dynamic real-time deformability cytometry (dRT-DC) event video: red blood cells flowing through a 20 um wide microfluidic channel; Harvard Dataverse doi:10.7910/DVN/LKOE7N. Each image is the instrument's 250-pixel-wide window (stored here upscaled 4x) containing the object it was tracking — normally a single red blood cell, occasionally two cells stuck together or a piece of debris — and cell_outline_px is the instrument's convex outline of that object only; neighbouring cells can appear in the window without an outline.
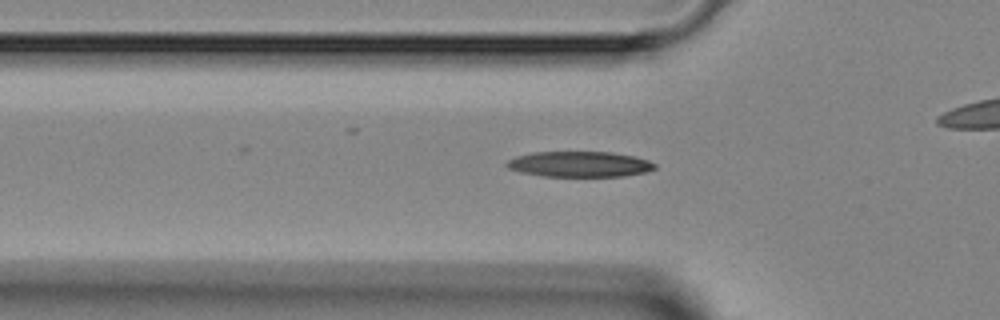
{"species": "Egyptian fruit bat (a non-hibernating species)", "species_latin": "Rousettus aegyptiacus", "temperature_condition": "room temperature", "stored_images_in_passage": 38, "camera_frame_rate_fps": 3000, "um_per_image_px": 0.085, "animal": {"sex": "female"}, "frame": {"image": 1, "passage_image": 14, "time_ms": 4.333, "image_size_px": [1000, 320], "cell_outline_px": [[656, 168], [648, 172], [624, 176], [544, 176], [520, 172], [508, 168], [504, 164], [508, 160], [516, 156], [532, 152], [612, 152], [636, 156], [648, 160], [656, 164]], "centroid_in_image_um": [49.28, 13.95], "position_along_channel_um": 76.5, "area_um2": 22.2}}
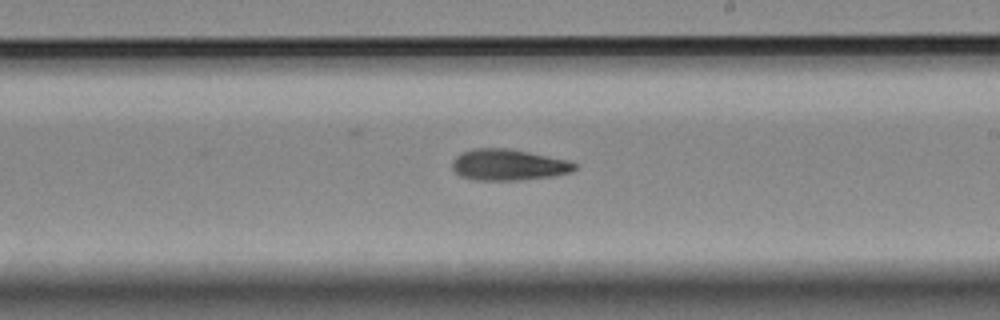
{"frame": {"image": 2, "passage_image": 26, "time_ms": 8.333, "image_size_px": [1000, 320], "cell_outline_px": [[576, 168], [572, 172], [552, 176], [516, 180], [472, 180], [460, 176], [452, 168], [452, 160], [460, 152], [472, 148], [508, 148], [568, 160], [576, 164]], "centroid_in_image_um": [43.17, 14.0], "position_along_channel_um": 245.8, "area_um2": 22.31}}
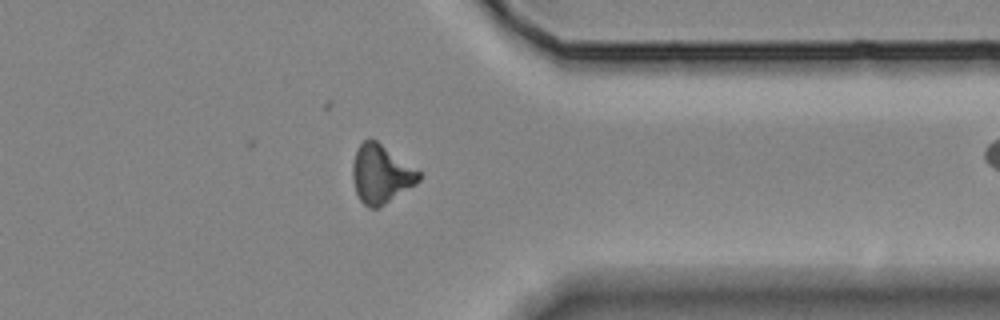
{"frame": {"image": 3, "passage_image": 36, "time_ms": 11.667, "image_size_px": [1000, 320], "cell_outline_px": [[420, 180], [416, 184], [384, 204], [376, 208], [368, 208], [360, 200], [356, 192], [352, 180], [352, 164], [356, 148], [364, 140], [376, 140], [420, 172]], "centroid_in_image_um": [32.34, 14.8], "position_along_channel_um": 379.1, "area_um2": 22.31}}